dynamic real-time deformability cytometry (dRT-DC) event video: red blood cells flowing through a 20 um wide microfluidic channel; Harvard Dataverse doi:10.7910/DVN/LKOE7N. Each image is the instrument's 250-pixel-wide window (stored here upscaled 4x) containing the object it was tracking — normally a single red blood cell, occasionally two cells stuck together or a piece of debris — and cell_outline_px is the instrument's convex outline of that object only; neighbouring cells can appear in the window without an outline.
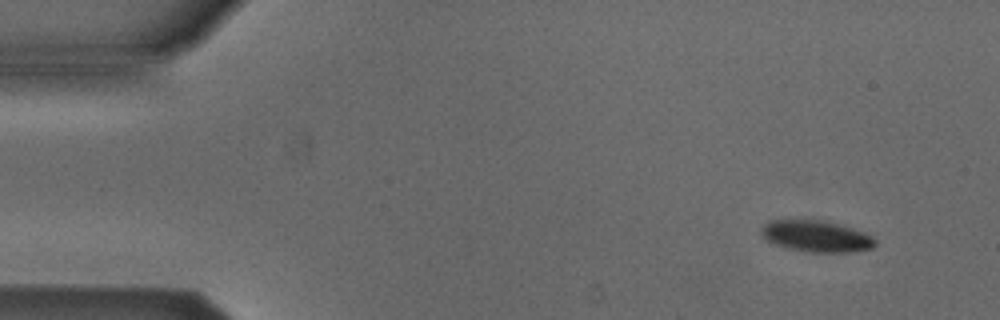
{"species": "Egyptian fruit bat (a non-hibernating species)", "species_latin": "Rousettus aegyptiacus", "temperature_condition": "cold", "stored_images_in_passage": 53, "camera_frame_rate_fps": 3000, "um_per_image_px": 0.085, "animal": {"sex": "male"}, "frame": {"image": 1, "passage_image": 4, "time_ms": 1.0, "image_size_px": [1000, 320], "cell_outline_px": [[876, 244], [872, 248], [852, 252], [808, 252], [784, 248], [764, 240], [760, 232], [760, 228], [764, 224], [772, 220], [824, 220], [852, 228], [864, 232], [876, 240]], "centroid_in_image_um": [69.34, 20.09], "position_along_channel_um": 15.7, "area_um2": 21.04}}
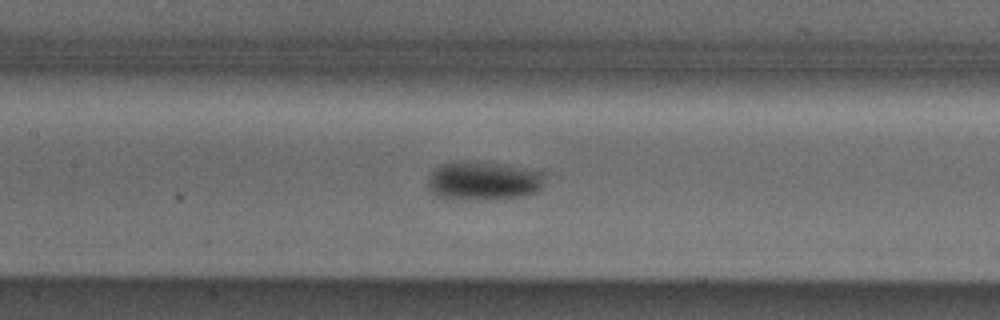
{"frame": {"image": 2, "passage_image": 24, "time_ms": 7.667, "image_size_px": [1000, 320], "cell_outline_px": [[548, 172], [544, 184], [536, 192], [524, 196], [484, 200], [476, 200], [436, 196], [428, 188], [428, 180], [432, 172], [440, 164], [460, 160], [496, 164]], "centroid_in_image_um": [41.13, 15.37], "position_along_channel_um": 166.3, "area_um2": 26.47}}
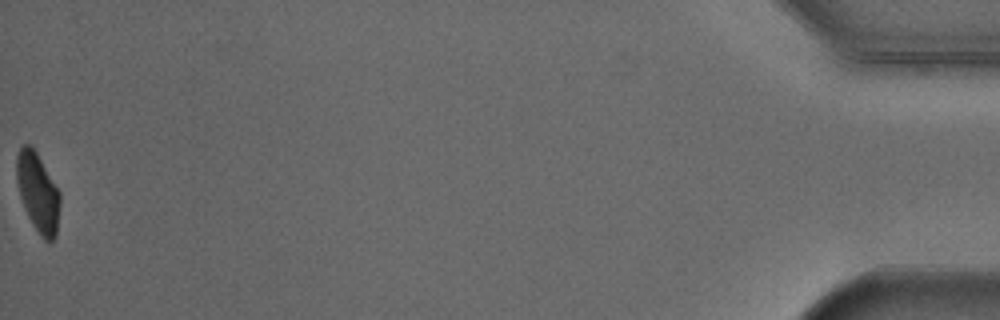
{"frame": {"image": 3, "passage_image": 53, "time_ms": 17.333, "image_size_px": [1000, 320], "cell_outline_px": [[60, 204], [56, 236], [48, 244], [40, 236], [32, 224], [24, 208], [20, 196], [16, 180], [16, 156], [20, 148], [24, 144], [28, 144], [36, 152], [60, 192]], "centroid_in_image_um": [3.21, 16.4], "position_along_channel_um": 432.0, "area_um2": 20.0}, "authors_computed_cell_mechanics": {"area_um2": 22.8888, "velocity_mm_per_s": 3.8447, "shape_relaxation_time_tau1_ms": 2.2838, "shape_relaxation_time_tau2_ms": null, "deformation_change_tau1": 0.0949, "deformation_change_tau2": null}}